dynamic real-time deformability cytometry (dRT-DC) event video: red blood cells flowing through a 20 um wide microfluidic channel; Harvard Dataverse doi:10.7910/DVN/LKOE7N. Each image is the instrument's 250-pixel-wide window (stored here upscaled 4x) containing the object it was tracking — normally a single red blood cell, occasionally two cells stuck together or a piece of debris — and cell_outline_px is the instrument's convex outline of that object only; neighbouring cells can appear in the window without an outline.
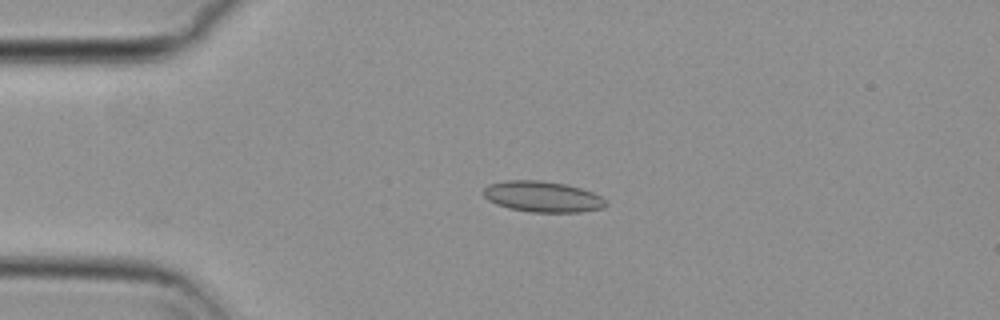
{"species": "common noctule bat (a hibernating species)", "species_latin": "Nyctalus noctula", "temperature_condition": "cold", "stored_images_in_passage": 36, "camera_frame_rate_fps": 3000, "um_per_image_px": 0.085, "animal": {"sex": "female", "body_mass_g": 29.2, "forearm_length_mm": 56.3}, "frame": {"image": 1, "passage_image": 2, "time_ms": 0.333, "image_size_px": [1000, 320], "cell_outline_px": [[608, 204], [604, 208], [580, 212], [528, 212], [508, 208], [496, 204], [488, 200], [484, 196], [484, 188], [488, 184], [508, 180], [540, 180], [564, 184], [580, 188], [592, 192], [608, 200]], "centroid_in_image_um": [46.13, 16.72], "position_along_channel_um": 38.9, "area_um2": 22.14}}
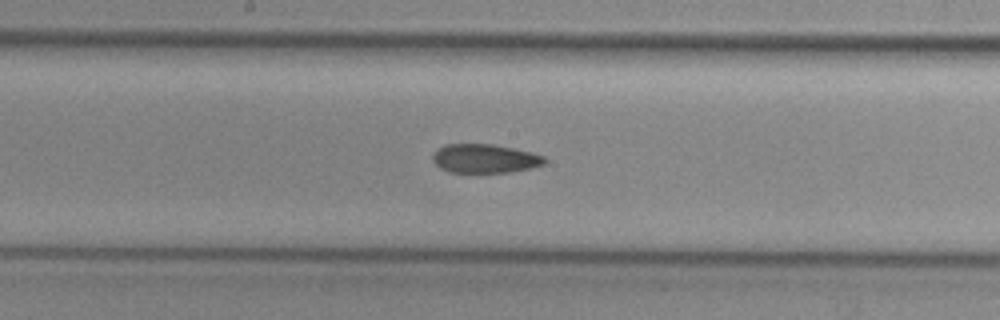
{"frame": {"image": 2, "passage_image": 18, "time_ms": 5.667, "image_size_px": [1000, 320], "cell_outline_px": [[548, 160], [544, 164], [532, 168], [508, 172], [448, 172], [440, 168], [432, 160], [432, 152], [436, 148], [444, 144], [492, 144], [532, 152], [544, 156]], "centroid_in_image_um": [41.18, 13.47], "position_along_channel_um": 207.0, "area_um2": 19.02}}
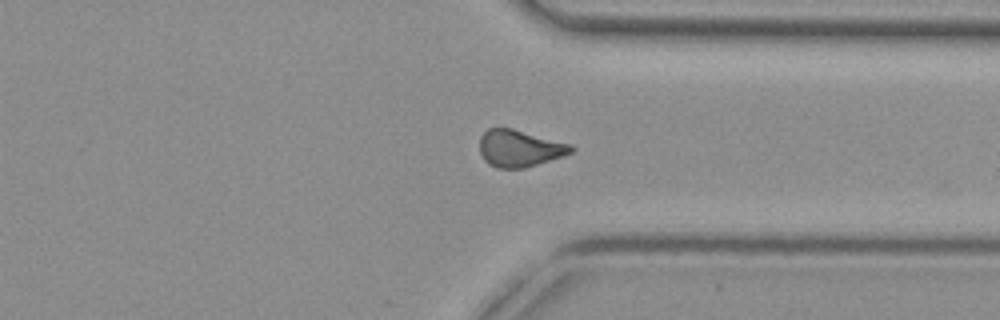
{"frame": {"image": 3, "passage_image": 31, "time_ms": 10.0, "image_size_px": [1000, 320], "cell_outline_px": [[576, 148], [572, 152], [564, 156], [524, 168], [496, 168], [488, 164], [484, 160], [480, 152], [480, 136], [488, 128], [512, 128], [572, 144]], "centroid_in_image_um": [44.17, 12.61], "position_along_channel_um": 367.2, "area_um2": 19.83}, "authors_computed_cell_mechanics": {"area_um2": 20.0566, "velocity_mm_per_s": 3.7156, "shape_relaxation_time_tau1_ms": null, "shape_relaxation_time_tau2_ms": 3.9765, "deformation_change_tau1": null, "deformation_change_tau2": 0.09}}